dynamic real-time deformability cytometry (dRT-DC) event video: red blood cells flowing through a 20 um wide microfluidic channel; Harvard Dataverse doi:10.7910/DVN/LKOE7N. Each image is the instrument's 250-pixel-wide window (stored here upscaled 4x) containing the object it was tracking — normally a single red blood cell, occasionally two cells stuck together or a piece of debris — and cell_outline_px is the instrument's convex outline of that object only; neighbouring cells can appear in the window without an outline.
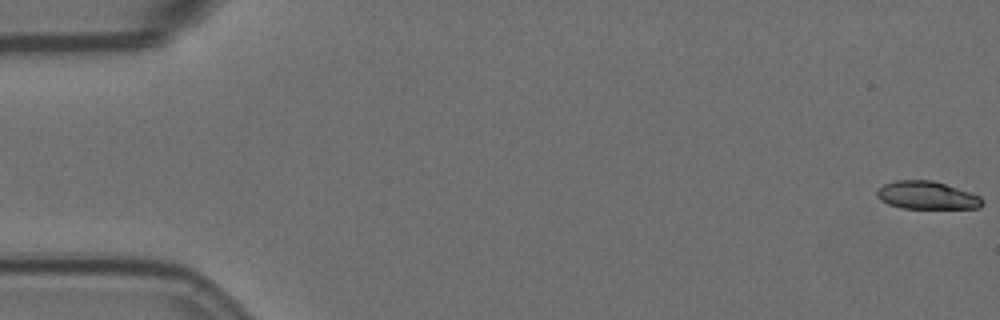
{"species": "Egyptian fruit bat (a non-hibernating species)", "species_latin": "Rousettus aegyptiacus", "temperature_condition": "room temperature", "stored_images_in_passage": 51, "camera_frame_rate_fps": 3000, "um_per_image_px": 0.085, "animal": {"sex": "female"}, "frame": {"image": 1, "passage_image": 1, "time_ms": 0.0, "image_size_px": [1000, 320], "cell_outline_px": [[984, 204], [980, 208], [904, 208], [888, 204], [880, 200], [876, 196], [876, 192], [884, 184], [896, 180], [932, 180], [980, 196], [984, 200]], "centroid_in_image_um": [78.78, 16.61], "position_along_channel_um": 6.2, "area_um2": 16.99}}
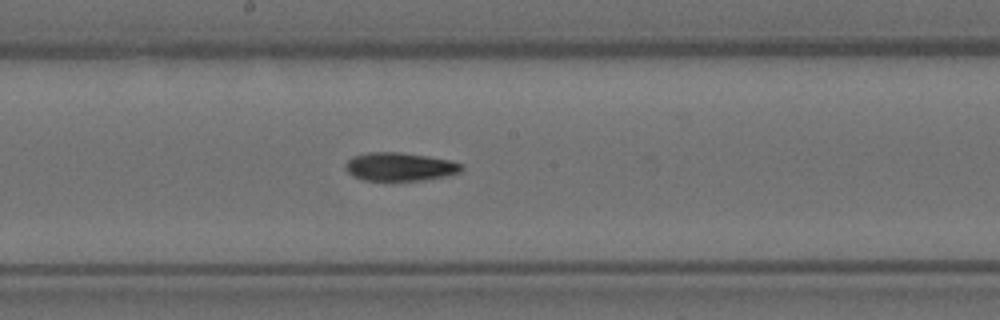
{"frame": {"image": 2, "passage_image": 31, "time_ms": 10.0, "image_size_px": [1000, 320], "cell_outline_px": [[464, 168], [460, 172], [444, 176], [424, 180], [364, 180], [352, 176], [344, 168], [344, 164], [352, 156], [368, 152], [400, 152], [452, 160], [464, 164]], "centroid_in_image_um": [33.98, 14.16], "position_along_channel_um": 214.2, "area_um2": 19.31}}
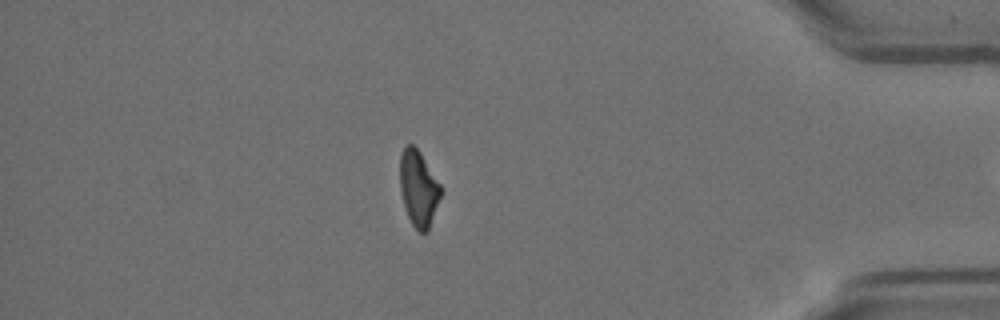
{"frame": {"image": 3, "passage_image": 50, "time_ms": 16.333, "image_size_px": [1000, 320], "cell_outline_px": [[440, 196], [428, 232], [420, 232], [412, 224], [404, 208], [400, 192], [400, 152], [404, 144], [412, 144], [420, 152], [440, 184]], "centroid_in_image_um": [35.54, 15.99], "position_along_channel_um": 399.7, "area_um2": 17.98}}